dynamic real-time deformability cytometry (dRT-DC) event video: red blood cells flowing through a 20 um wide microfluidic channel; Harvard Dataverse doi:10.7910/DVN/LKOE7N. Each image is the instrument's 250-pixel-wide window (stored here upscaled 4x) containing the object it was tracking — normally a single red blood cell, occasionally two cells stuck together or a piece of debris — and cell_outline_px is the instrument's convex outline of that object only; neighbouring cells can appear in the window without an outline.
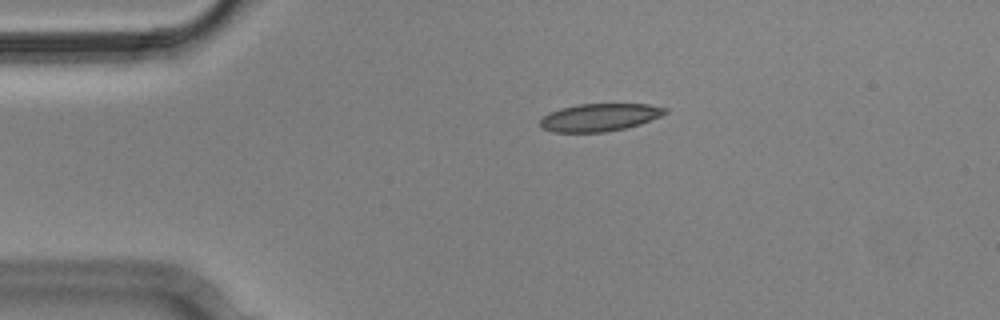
{"species": "Egyptian fruit bat (a non-hibernating species)", "species_latin": "Rousettus aegyptiacus", "temperature_condition": "cold", "stored_images_in_passage": 2, "camera_frame_rate_fps": 3000, "um_per_image_px": 0.085, "animal": {"sex": "male"}, "frame": {"image": 1, "passage_image": 1, "time_ms": 0.0, "image_size_px": [1000, 320], "cell_outline_px": [[668, 112], [660, 116], [640, 124], [624, 128], [604, 132], [552, 132], [540, 128], [540, 120], [548, 112], [560, 108], [580, 104], [648, 104], [668, 108]], "centroid_in_image_um": [50.94, 9.97], "position_along_channel_um": 34.1, "area_um2": 20.17}}